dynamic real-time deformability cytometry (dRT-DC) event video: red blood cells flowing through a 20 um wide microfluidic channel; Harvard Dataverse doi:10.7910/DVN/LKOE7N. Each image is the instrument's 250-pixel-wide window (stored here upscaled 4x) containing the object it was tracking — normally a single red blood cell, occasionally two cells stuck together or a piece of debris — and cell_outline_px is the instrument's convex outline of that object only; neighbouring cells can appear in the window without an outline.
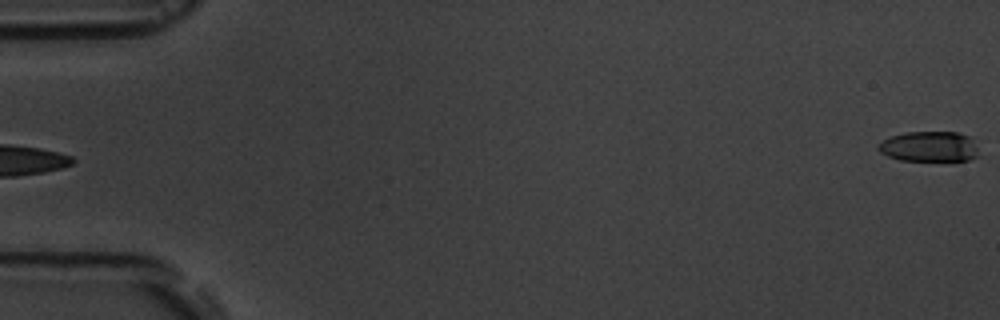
{"species": "common noctule bat (a hibernating species)", "species_latin": "Nyctalus noctula", "temperature_condition": "room temperature", "stored_images_in_passage": 4, "segment_of_instrument_passage": [2, 2], "camera_frame_rate_fps": 3000, "um_per_image_px": 0.085, "animal": {"sex": "male", "body_mass_g": 19.5, "forearm_length_mm": 54.6}, "frame": {"image": 1, "passage_image": 4, "time_ms": 3.667, "image_size_px": [1000, 320], "cell_outline_px": [[980, 156], [956, 164], [900, 160], [888, 156], [880, 152], [876, 148], [884, 140], [892, 136], [908, 132], [956, 132], [968, 136], [976, 148]], "centroid_in_image_um": [79.04, 12.53], "position_along_channel_um": 6.0, "area_um2": 18.44}}